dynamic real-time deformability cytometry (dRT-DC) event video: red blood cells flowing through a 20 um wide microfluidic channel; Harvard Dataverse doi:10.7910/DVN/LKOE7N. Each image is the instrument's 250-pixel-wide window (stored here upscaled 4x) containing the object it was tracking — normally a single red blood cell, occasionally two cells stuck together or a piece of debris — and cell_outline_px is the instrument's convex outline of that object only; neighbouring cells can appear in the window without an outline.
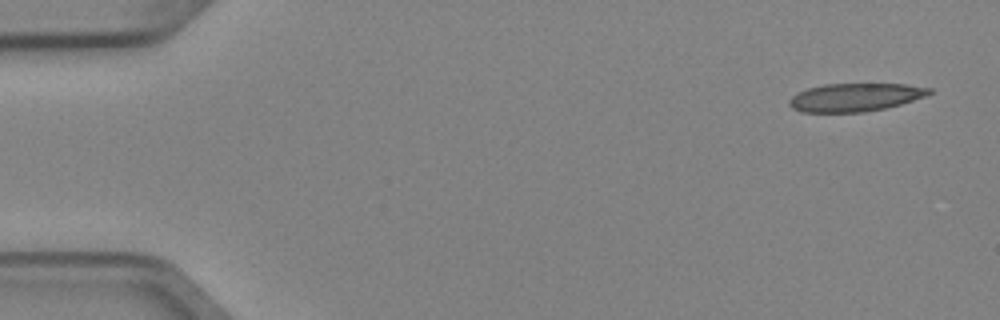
{"species": "Egyptian fruit bat (a non-hibernating species)", "species_latin": "Rousettus aegyptiacus", "temperature_condition": "cold", "stored_images_in_passage": 5, "camera_frame_rate_fps": 3000, "um_per_image_px": 0.085, "animal": {"sex": "female"}, "frame": {"image": 1, "passage_image": 1, "time_ms": 0.0, "image_size_px": [1000, 320], "cell_outline_px": [[932, 92], [924, 96], [900, 104], [884, 108], [864, 112], [804, 112], [792, 108], [788, 104], [788, 100], [796, 92], [808, 88], [824, 84], [908, 84], [932, 88]], "centroid_in_image_um": [72.65, 8.26], "position_along_channel_um": 12.3, "area_um2": 22.89}}
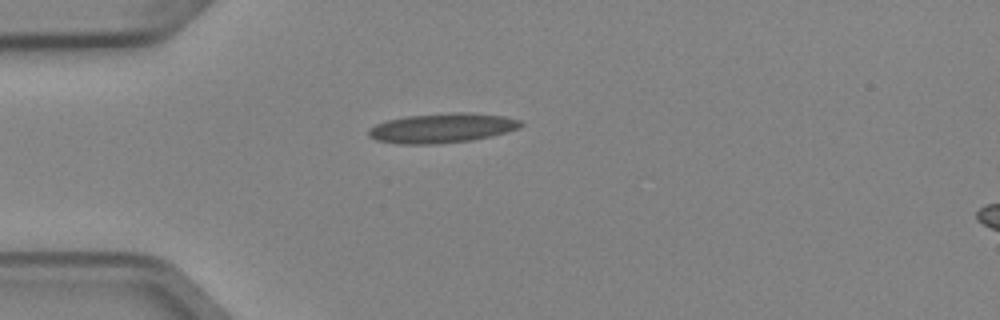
{"frame": {"image": 2, "passage_image": 4, "time_ms": 1.0, "image_size_px": [1000, 320], "cell_outline_px": [[524, 124], [520, 128], [492, 136], [472, 140], [440, 144], [400, 144], [376, 140], [368, 136], [368, 128], [376, 124], [388, 120], [408, 116], [452, 112], [468, 112], [504, 116], [520, 120]], "centroid_in_image_um": [37.59, 10.89], "position_along_channel_um": 47.4, "area_um2": 26.41}}